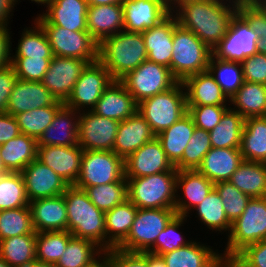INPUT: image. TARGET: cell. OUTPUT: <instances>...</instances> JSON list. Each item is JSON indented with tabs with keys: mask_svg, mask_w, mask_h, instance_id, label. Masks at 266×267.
Segmentation results:
<instances>
[{
	"mask_svg": "<svg viewBox=\"0 0 266 267\" xmlns=\"http://www.w3.org/2000/svg\"><path fill=\"white\" fill-rule=\"evenodd\" d=\"M149 267H167V265L162 256L149 253Z\"/></svg>",
	"mask_w": 266,
	"mask_h": 267,
	"instance_id": "obj_62",
	"label": "cell"
},
{
	"mask_svg": "<svg viewBox=\"0 0 266 267\" xmlns=\"http://www.w3.org/2000/svg\"><path fill=\"white\" fill-rule=\"evenodd\" d=\"M242 162L240 148L212 147L202 159L197 171L216 184L229 181Z\"/></svg>",
	"mask_w": 266,
	"mask_h": 267,
	"instance_id": "obj_28",
	"label": "cell"
},
{
	"mask_svg": "<svg viewBox=\"0 0 266 267\" xmlns=\"http://www.w3.org/2000/svg\"><path fill=\"white\" fill-rule=\"evenodd\" d=\"M258 36L248 22L237 12L232 18L226 36L212 50L216 58L242 62L257 51Z\"/></svg>",
	"mask_w": 266,
	"mask_h": 267,
	"instance_id": "obj_13",
	"label": "cell"
},
{
	"mask_svg": "<svg viewBox=\"0 0 266 267\" xmlns=\"http://www.w3.org/2000/svg\"><path fill=\"white\" fill-rule=\"evenodd\" d=\"M0 257L11 267H26L36 259V234L0 240Z\"/></svg>",
	"mask_w": 266,
	"mask_h": 267,
	"instance_id": "obj_40",
	"label": "cell"
},
{
	"mask_svg": "<svg viewBox=\"0 0 266 267\" xmlns=\"http://www.w3.org/2000/svg\"><path fill=\"white\" fill-rule=\"evenodd\" d=\"M224 267H235L230 261H224Z\"/></svg>",
	"mask_w": 266,
	"mask_h": 267,
	"instance_id": "obj_68",
	"label": "cell"
},
{
	"mask_svg": "<svg viewBox=\"0 0 266 267\" xmlns=\"http://www.w3.org/2000/svg\"><path fill=\"white\" fill-rule=\"evenodd\" d=\"M266 6V0H260Z\"/></svg>",
	"mask_w": 266,
	"mask_h": 267,
	"instance_id": "obj_70",
	"label": "cell"
},
{
	"mask_svg": "<svg viewBox=\"0 0 266 267\" xmlns=\"http://www.w3.org/2000/svg\"><path fill=\"white\" fill-rule=\"evenodd\" d=\"M137 111L157 136L187 113L186 94L182 82L141 101L137 104Z\"/></svg>",
	"mask_w": 266,
	"mask_h": 267,
	"instance_id": "obj_7",
	"label": "cell"
},
{
	"mask_svg": "<svg viewBox=\"0 0 266 267\" xmlns=\"http://www.w3.org/2000/svg\"><path fill=\"white\" fill-rule=\"evenodd\" d=\"M194 208L197 211L199 220L207 225L208 229L216 232L228 231L230 233L232 223L226 217L222 199L215 189Z\"/></svg>",
	"mask_w": 266,
	"mask_h": 267,
	"instance_id": "obj_43",
	"label": "cell"
},
{
	"mask_svg": "<svg viewBox=\"0 0 266 267\" xmlns=\"http://www.w3.org/2000/svg\"><path fill=\"white\" fill-rule=\"evenodd\" d=\"M95 267H104L103 264L100 262Z\"/></svg>",
	"mask_w": 266,
	"mask_h": 267,
	"instance_id": "obj_69",
	"label": "cell"
},
{
	"mask_svg": "<svg viewBox=\"0 0 266 267\" xmlns=\"http://www.w3.org/2000/svg\"><path fill=\"white\" fill-rule=\"evenodd\" d=\"M125 177H143L177 170L168 159L157 137L148 141L124 160Z\"/></svg>",
	"mask_w": 266,
	"mask_h": 267,
	"instance_id": "obj_18",
	"label": "cell"
},
{
	"mask_svg": "<svg viewBox=\"0 0 266 267\" xmlns=\"http://www.w3.org/2000/svg\"><path fill=\"white\" fill-rule=\"evenodd\" d=\"M214 189L222 199L225 215L232 223L241 216L251 197L241 192L230 181L218 182Z\"/></svg>",
	"mask_w": 266,
	"mask_h": 267,
	"instance_id": "obj_52",
	"label": "cell"
},
{
	"mask_svg": "<svg viewBox=\"0 0 266 267\" xmlns=\"http://www.w3.org/2000/svg\"><path fill=\"white\" fill-rule=\"evenodd\" d=\"M175 215V208L137 209L127 238L117 248L127 252H147Z\"/></svg>",
	"mask_w": 266,
	"mask_h": 267,
	"instance_id": "obj_8",
	"label": "cell"
},
{
	"mask_svg": "<svg viewBox=\"0 0 266 267\" xmlns=\"http://www.w3.org/2000/svg\"><path fill=\"white\" fill-rule=\"evenodd\" d=\"M89 200L102 212H107L128 199L127 179L85 187Z\"/></svg>",
	"mask_w": 266,
	"mask_h": 267,
	"instance_id": "obj_42",
	"label": "cell"
},
{
	"mask_svg": "<svg viewBox=\"0 0 266 267\" xmlns=\"http://www.w3.org/2000/svg\"><path fill=\"white\" fill-rule=\"evenodd\" d=\"M92 111L121 122L137 111V104L125 86L114 80L103 92Z\"/></svg>",
	"mask_w": 266,
	"mask_h": 267,
	"instance_id": "obj_27",
	"label": "cell"
},
{
	"mask_svg": "<svg viewBox=\"0 0 266 267\" xmlns=\"http://www.w3.org/2000/svg\"><path fill=\"white\" fill-rule=\"evenodd\" d=\"M185 220H187V216L176 214L157 236L155 244L147 252L161 256L191 243L192 240L186 241L181 235L182 233L179 232V227L185 223Z\"/></svg>",
	"mask_w": 266,
	"mask_h": 267,
	"instance_id": "obj_51",
	"label": "cell"
},
{
	"mask_svg": "<svg viewBox=\"0 0 266 267\" xmlns=\"http://www.w3.org/2000/svg\"><path fill=\"white\" fill-rule=\"evenodd\" d=\"M54 56L78 58L92 63L98 60V43L88 31H70L60 26H41Z\"/></svg>",
	"mask_w": 266,
	"mask_h": 267,
	"instance_id": "obj_12",
	"label": "cell"
},
{
	"mask_svg": "<svg viewBox=\"0 0 266 267\" xmlns=\"http://www.w3.org/2000/svg\"><path fill=\"white\" fill-rule=\"evenodd\" d=\"M8 25L0 26V69L11 64V36ZM11 44V45H10Z\"/></svg>",
	"mask_w": 266,
	"mask_h": 267,
	"instance_id": "obj_60",
	"label": "cell"
},
{
	"mask_svg": "<svg viewBox=\"0 0 266 267\" xmlns=\"http://www.w3.org/2000/svg\"><path fill=\"white\" fill-rule=\"evenodd\" d=\"M177 24V18L171 13L160 24L142 32L148 61L164 65L171 70L173 34Z\"/></svg>",
	"mask_w": 266,
	"mask_h": 267,
	"instance_id": "obj_24",
	"label": "cell"
},
{
	"mask_svg": "<svg viewBox=\"0 0 266 267\" xmlns=\"http://www.w3.org/2000/svg\"><path fill=\"white\" fill-rule=\"evenodd\" d=\"M103 252V249L93 241L72 237L55 265L56 267H95L100 263Z\"/></svg>",
	"mask_w": 266,
	"mask_h": 267,
	"instance_id": "obj_38",
	"label": "cell"
},
{
	"mask_svg": "<svg viewBox=\"0 0 266 267\" xmlns=\"http://www.w3.org/2000/svg\"><path fill=\"white\" fill-rule=\"evenodd\" d=\"M124 160L113 151L83 150L79 189L125 180Z\"/></svg>",
	"mask_w": 266,
	"mask_h": 267,
	"instance_id": "obj_10",
	"label": "cell"
},
{
	"mask_svg": "<svg viewBox=\"0 0 266 267\" xmlns=\"http://www.w3.org/2000/svg\"><path fill=\"white\" fill-rule=\"evenodd\" d=\"M244 118L229 107L210 133L211 145L214 148H240Z\"/></svg>",
	"mask_w": 266,
	"mask_h": 267,
	"instance_id": "obj_39",
	"label": "cell"
},
{
	"mask_svg": "<svg viewBox=\"0 0 266 267\" xmlns=\"http://www.w3.org/2000/svg\"><path fill=\"white\" fill-rule=\"evenodd\" d=\"M266 239V197L251 198L244 212L232 222L227 247L221 256L231 261L250 244Z\"/></svg>",
	"mask_w": 266,
	"mask_h": 267,
	"instance_id": "obj_6",
	"label": "cell"
},
{
	"mask_svg": "<svg viewBox=\"0 0 266 267\" xmlns=\"http://www.w3.org/2000/svg\"><path fill=\"white\" fill-rule=\"evenodd\" d=\"M46 13L34 21L40 26H60L70 31H87L86 0H50Z\"/></svg>",
	"mask_w": 266,
	"mask_h": 267,
	"instance_id": "obj_17",
	"label": "cell"
},
{
	"mask_svg": "<svg viewBox=\"0 0 266 267\" xmlns=\"http://www.w3.org/2000/svg\"><path fill=\"white\" fill-rule=\"evenodd\" d=\"M34 229L37 232L67 231V209L64 195L29 202Z\"/></svg>",
	"mask_w": 266,
	"mask_h": 267,
	"instance_id": "obj_26",
	"label": "cell"
},
{
	"mask_svg": "<svg viewBox=\"0 0 266 267\" xmlns=\"http://www.w3.org/2000/svg\"><path fill=\"white\" fill-rule=\"evenodd\" d=\"M230 102L244 119L266 116V85L244 81Z\"/></svg>",
	"mask_w": 266,
	"mask_h": 267,
	"instance_id": "obj_37",
	"label": "cell"
},
{
	"mask_svg": "<svg viewBox=\"0 0 266 267\" xmlns=\"http://www.w3.org/2000/svg\"><path fill=\"white\" fill-rule=\"evenodd\" d=\"M119 81L133 96L136 104L169 90L179 82L170 68L148 60L128 72Z\"/></svg>",
	"mask_w": 266,
	"mask_h": 267,
	"instance_id": "obj_9",
	"label": "cell"
},
{
	"mask_svg": "<svg viewBox=\"0 0 266 267\" xmlns=\"http://www.w3.org/2000/svg\"><path fill=\"white\" fill-rule=\"evenodd\" d=\"M8 171L5 169L2 159H1V153H0V176L6 174Z\"/></svg>",
	"mask_w": 266,
	"mask_h": 267,
	"instance_id": "obj_65",
	"label": "cell"
},
{
	"mask_svg": "<svg viewBox=\"0 0 266 267\" xmlns=\"http://www.w3.org/2000/svg\"><path fill=\"white\" fill-rule=\"evenodd\" d=\"M67 209V231L87 239L106 251L105 213L99 210L83 189L70 185L63 193Z\"/></svg>",
	"mask_w": 266,
	"mask_h": 267,
	"instance_id": "obj_2",
	"label": "cell"
},
{
	"mask_svg": "<svg viewBox=\"0 0 266 267\" xmlns=\"http://www.w3.org/2000/svg\"><path fill=\"white\" fill-rule=\"evenodd\" d=\"M100 262L104 267H149V252H127L112 248L103 252Z\"/></svg>",
	"mask_w": 266,
	"mask_h": 267,
	"instance_id": "obj_54",
	"label": "cell"
},
{
	"mask_svg": "<svg viewBox=\"0 0 266 267\" xmlns=\"http://www.w3.org/2000/svg\"><path fill=\"white\" fill-rule=\"evenodd\" d=\"M187 105H227L230 103L208 70L188 76L182 81Z\"/></svg>",
	"mask_w": 266,
	"mask_h": 267,
	"instance_id": "obj_30",
	"label": "cell"
},
{
	"mask_svg": "<svg viewBox=\"0 0 266 267\" xmlns=\"http://www.w3.org/2000/svg\"><path fill=\"white\" fill-rule=\"evenodd\" d=\"M87 64L78 58L53 56L41 83L57 101L65 103Z\"/></svg>",
	"mask_w": 266,
	"mask_h": 267,
	"instance_id": "obj_15",
	"label": "cell"
},
{
	"mask_svg": "<svg viewBox=\"0 0 266 267\" xmlns=\"http://www.w3.org/2000/svg\"><path fill=\"white\" fill-rule=\"evenodd\" d=\"M123 29L122 5H97L87 8V31L98 44L103 39L113 36Z\"/></svg>",
	"mask_w": 266,
	"mask_h": 267,
	"instance_id": "obj_29",
	"label": "cell"
},
{
	"mask_svg": "<svg viewBox=\"0 0 266 267\" xmlns=\"http://www.w3.org/2000/svg\"><path fill=\"white\" fill-rule=\"evenodd\" d=\"M229 181L251 198L266 197V163L243 160Z\"/></svg>",
	"mask_w": 266,
	"mask_h": 267,
	"instance_id": "obj_36",
	"label": "cell"
},
{
	"mask_svg": "<svg viewBox=\"0 0 266 267\" xmlns=\"http://www.w3.org/2000/svg\"><path fill=\"white\" fill-rule=\"evenodd\" d=\"M35 25L30 29L24 28L18 47L12 57H41L53 58V52L47 36L42 27L34 21Z\"/></svg>",
	"mask_w": 266,
	"mask_h": 267,
	"instance_id": "obj_47",
	"label": "cell"
},
{
	"mask_svg": "<svg viewBox=\"0 0 266 267\" xmlns=\"http://www.w3.org/2000/svg\"><path fill=\"white\" fill-rule=\"evenodd\" d=\"M36 234L29 206L0 211V240Z\"/></svg>",
	"mask_w": 266,
	"mask_h": 267,
	"instance_id": "obj_46",
	"label": "cell"
},
{
	"mask_svg": "<svg viewBox=\"0 0 266 267\" xmlns=\"http://www.w3.org/2000/svg\"><path fill=\"white\" fill-rule=\"evenodd\" d=\"M195 127L192 117L187 112L172 126L156 136L161 142L168 159L174 166L182 159L184 150L193 135Z\"/></svg>",
	"mask_w": 266,
	"mask_h": 267,
	"instance_id": "obj_34",
	"label": "cell"
},
{
	"mask_svg": "<svg viewBox=\"0 0 266 267\" xmlns=\"http://www.w3.org/2000/svg\"><path fill=\"white\" fill-rule=\"evenodd\" d=\"M62 106L49 105L15 115L21 134H26L38 140L44 130L52 123L55 114Z\"/></svg>",
	"mask_w": 266,
	"mask_h": 267,
	"instance_id": "obj_48",
	"label": "cell"
},
{
	"mask_svg": "<svg viewBox=\"0 0 266 267\" xmlns=\"http://www.w3.org/2000/svg\"><path fill=\"white\" fill-rule=\"evenodd\" d=\"M72 237L69 231L37 232L36 259L56 264Z\"/></svg>",
	"mask_w": 266,
	"mask_h": 267,
	"instance_id": "obj_44",
	"label": "cell"
},
{
	"mask_svg": "<svg viewBox=\"0 0 266 267\" xmlns=\"http://www.w3.org/2000/svg\"><path fill=\"white\" fill-rule=\"evenodd\" d=\"M49 105H64V103L57 101L41 82L18 79L9 96L6 112L15 116Z\"/></svg>",
	"mask_w": 266,
	"mask_h": 267,
	"instance_id": "obj_21",
	"label": "cell"
},
{
	"mask_svg": "<svg viewBox=\"0 0 266 267\" xmlns=\"http://www.w3.org/2000/svg\"><path fill=\"white\" fill-rule=\"evenodd\" d=\"M17 80L11 64L0 69V113L6 112L9 96Z\"/></svg>",
	"mask_w": 266,
	"mask_h": 267,
	"instance_id": "obj_58",
	"label": "cell"
},
{
	"mask_svg": "<svg viewBox=\"0 0 266 267\" xmlns=\"http://www.w3.org/2000/svg\"><path fill=\"white\" fill-rule=\"evenodd\" d=\"M79 117L80 112L63 105L55 114L52 123L38 138L37 146L78 145Z\"/></svg>",
	"mask_w": 266,
	"mask_h": 267,
	"instance_id": "obj_25",
	"label": "cell"
},
{
	"mask_svg": "<svg viewBox=\"0 0 266 267\" xmlns=\"http://www.w3.org/2000/svg\"><path fill=\"white\" fill-rule=\"evenodd\" d=\"M21 134L15 116L7 112L0 113V145Z\"/></svg>",
	"mask_w": 266,
	"mask_h": 267,
	"instance_id": "obj_59",
	"label": "cell"
},
{
	"mask_svg": "<svg viewBox=\"0 0 266 267\" xmlns=\"http://www.w3.org/2000/svg\"><path fill=\"white\" fill-rule=\"evenodd\" d=\"M113 81L110 72L99 60L88 63L64 105L78 112L84 108L85 111L92 110Z\"/></svg>",
	"mask_w": 266,
	"mask_h": 267,
	"instance_id": "obj_11",
	"label": "cell"
},
{
	"mask_svg": "<svg viewBox=\"0 0 266 267\" xmlns=\"http://www.w3.org/2000/svg\"><path fill=\"white\" fill-rule=\"evenodd\" d=\"M155 137L156 134L153 132L151 126L136 111L132 116L119 123L113 152L125 160L133 152Z\"/></svg>",
	"mask_w": 266,
	"mask_h": 267,
	"instance_id": "obj_22",
	"label": "cell"
},
{
	"mask_svg": "<svg viewBox=\"0 0 266 267\" xmlns=\"http://www.w3.org/2000/svg\"><path fill=\"white\" fill-rule=\"evenodd\" d=\"M211 148L209 131L195 127L182 159L175 165V168L177 170H197L202 159Z\"/></svg>",
	"mask_w": 266,
	"mask_h": 267,
	"instance_id": "obj_50",
	"label": "cell"
},
{
	"mask_svg": "<svg viewBox=\"0 0 266 267\" xmlns=\"http://www.w3.org/2000/svg\"><path fill=\"white\" fill-rule=\"evenodd\" d=\"M25 191L29 202L62 195L70 186L54 170L41 163L38 159L33 160L21 172Z\"/></svg>",
	"mask_w": 266,
	"mask_h": 267,
	"instance_id": "obj_19",
	"label": "cell"
},
{
	"mask_svg": "<svg viewBox=\"0 0 266 267\" xmlns=\"http://www.w3.org/2000/svg\"><path fill=\"white\" fill-rule=\"evenodd\" d=\"M128 199L105 212L106 250L117 248L128 236L137 212Z\"/></svg>",
	"mask_w": 266,
	"mask_h": 267,
	"instance_id": "obj_32",
	"label": "cell"
},
{
	"mask_svg": "<svg viewBox=\"0 0 266 267\" xmlns=\"http://www.w3.org/2000/svg\"><path fill=\"white\" fill-rule=\"evenodd\" d=\"M0 267H11V266L0 257Z\"/></svg>",
	"mask_w": 266,
	"mask_h": 267,
	"instance_id": "obj_67",
	"label": "cell"
},
{
	"mask_svg": "<svg viewBox=\"0 0 266 267\" xmlns=\"http://www.w3.org/2000/svg\"><path fill=\"white\" fill-rule=\"evenodd\" d=\"M124 30L142 33L171 14L167 0H123Z\"/></svg>",
	"mask_w": 266,
	"mask_h": 267,
	"instance_id": "obj_16",
	"label": "cell"
},
{
	"mask_svg": "<svg viewBox=\"0 0 266 267\" xmlns=\"http://www.w3.org/2000/svg\"><path fill=\"white\" fill-rule=\"evenodd\" d=\"M238 13L258 36V53L266 55V6L260 0H239Z\"/></svg>",
	"mask_w": 266,
	"mask_h": 267,
	"instance_id": "obj_49",
	"label": "cell"
},
{
	"mask_svg": "<svg viewBox=\"0 0 266 267\" xmlns=\"http://www.w3.org/2000/svg\"><path fill=\"white\" fill-rule=\"evenodd\" d=\"M14 6L15 0H0V26L8 25Z\"/></svg>",
	"mask_w": 266,
	"mask_h": 267,
	"instance_id": "obj_61",
	"label": "cell"
},
{
	"mask_svg": "<svg viewBox=\"0 0 266 267\" xmlns=\"http://www.w3.org/2000/svg\"><path fill=\"white\" fill-rule=\"evenodd\" d=\"M177 170L127 179L128 200L138 209L175 208Z\"/></svg>",
	"mask_w": 266,
	"mask_h": 267,
	"instance_id": "obj_4",
	"label": "cell"
},
{
	"mask_svg": "<svg viewBox=\"0 0 266 267\" xmlns=\"http://www.w3.org/2000/svg\"><path fill=\"white\" fill-rule=\"evenodd\" d=\"M161 256L167 267H219L224 262L219 252L194 240Z\"/></svg>",
	"mask_w": 266,
	"mask_h": 267,
	"instance_id": "obj_31",
	"label": "cell"
},
{
	"mask_svg": "<svg viewBox=\"0 0 266 267\" xmlns=\"http://www.w3.org/2000/svg\"><path fill=\"white\" fill-rule=\"evenodd\" d=\"M88 7L89 6H97V5H111L117 4L122 5L123 0H86Z\"/></svg>",
	"mask_w": 266,
	"mask_h": 267,
	"instance_id": "obj_63",
	"label": "cell"
},
{
	"mask_svg": "<svg viewBox=\"0 0 266 267\" xmlns=\"http://www.w3.org/2000/svg\"><path fill=\"white\" fill-rule=\"evenodd\" d=\"M230 262L235 267H266V239L246 246Z\"/></svg>",
	"mask_w": 266,
	"mask_h": 267,
	"instance_id": "obj_56",
	"label": "cell"
},
{
	"mask_svg": "<svg viewBox=\"0 0 266 267\" xmlns=\"http://www.w3.org/2000/svg\"><path fill=\"white\" fill-rule=\"evenodd\" d=\"M225 1L173 0L171 13H175L180 26L192 31L213 50L226 36L232 18L238 12L239 0Z\"/></svg>",
	"mask_w": 266,
	"mask_h": 267,
	"instance_id": "obj_1",
	"label": "cell"
},
{
	"mask_svg": "<svg viewBox=\"0 0 266 267\" xmlns=\"http://www.w3.org/2000/svg\"><path fill=\"white\" fill-rule=\"evenodd\" d=\"M24 206H29V200L21 172H7L0 176V211Z\"/></svg>",
	"mask_w": 266,
	"mask_h": 267,
	"instance_id": "obj_45",
	"label": "cell"
},
{
	"mask_svg": "<svg viewBox=\"0 0 266 267\" xmlns=\"http://www.w3.org/2000/svg\"><path fill=\"white\" fill-rule=\"evenodd\" d=\"M26 267H56L53 263L43 262L35 259L31 263H29Z\"/></svg>",
	"mask_w": 266,
	"mask_h": 267,
	"instance_id": "obj_64",
	"label": "cell"
},
{
	"mask_svg": "<svg viewBox=\"0 0 266 267\" xmlns=\"http://www.w3.org/2000/svg\"><path fill=\"white\" fill-rule=\"evenodd\" d=\"M1 159L8 172H22L37 159V140L20 134L0 145Z\"/></svg>",
	"mask_w": 266,
	"mask_h": 267,
	"instance_id": "obj_33",
	"label": "cell"
},
{
	"mask_svg": "<svg viewBox=\"0 0 266 267\" xmlns=\"http://www.w3.org/2000/svg\"><path fill=\"white\" fill-rule=\"evenodd\" d=\"M119 123L92 110H83L79 117L78 144L83 150L113 151Z\"/></svg>",
	"mask_w": 266,
	"mask_h": 267,
	"instance_id": "obj_14",
	"label": "cell"
},
{
	"mask_svg": "<svg viewBox=\"0 0 266 267\" xmlns=\"http://www.w3.org/2000/svg\"><path fill=\"white\" fill-rule=\"evenodd\" d=\"M214 185L212 181L197 170H177L176 191H178V189L183 190L182 194H184V196L181 197L176 194V214L188 217L189 211L191 209L193 210L196 205L204 200L214 189ZM182 198H184V200Z\"/></svg>",
	"mask_w": 266,
	"mask_h": 267,
	"instance_id": "obj_23",
	"label": "cell"
},
{
	"mask_svg": "<svg viewBox=\"0 0 266 267\" xmlns=\"http://www.w3.org/2000/svg\"><path fill=\"white\" fill-rule=\"evenodd\" d=\"M83 149L80 145L37 146V159L54 170L69 185H74L81 171Z\"/></svg>",
	"mask_w": 266,
	"mask_h": 267,
	"instance_id": "obj_20",
	"label": "cell"
},
{
	"mask_svg": "<svg viewBox=\"0 0 266 267\" xmlns=\"http://www.w3.org/2000/svg\"><path fill=\"white\" fill-rule=\"evenodd\" d=\"M240 150L243 160L266 163V116L245 118Z\"/></svg>",
	"mask_w": 266,
	"mask_h": 267,
	"instance_id": "obj_35",
	"label": "cell"
},
{
	"mask_svg": "<svg viewBox=\"0 0 266 267\" xmlns=\"http://www.w3.org/2000/svg\"><path fill=\"white\" fill-rule=\"evenodd\" d=\"M52 58L41 57H13L11 65L15 70L17 79L24 81L41 82L48 71Z\"/></svg>",
	"mask_w": 266,
	"mask_h": 267,
	"instance_id": "obj_53",
	"label": "cell"
},
{
	"mask_svg": "<svg viewBox=\"0 0 266 267\" xmlns=\"http://www.w3.org/2000/svg\"><path fill=\"white\" fill-rule=\"evenodd\" d=\"M207 70L229 100L244 83L241 62L224 60L211 55Z\"/></svg>",
	"mask_w": 266,
	"mask_h": 267,
	"instance_id": "obj_41",
	"label": "cell"
},
{
	"mask_svg": "<svg viewBox=\"0 0 266 267\" xmlns=\"http://www.w3.org/2000/svg\"><path fill=\"white\" fill-rule=\"evenodd\" d=\"M228 108L226 105H187V112L196 128L210 131L220 123Z\"/></svg>",
	"mask_w": 266,
	"mask_h": 267,
	"instance_id": "obj_55",
	"label": "cell"
},
{
	"mask_svg": "<svg viewBox=\"0 0 266 267\" xmlns=\"http://www.w3.org/2000/svg\"><path fill=\"white\" fill-rule=\"evenodd\" d=\"M244 81L266 85V55L256 53L241 62Z\"/></svg>",
	"mask_w": 266,
	"mask_h": 267,
	"instance_id": "obj_57",
	"label": "cell"
},
{
	"mask_svg": "<svg viewBox=\"0 0 266 267\" xmlns=\"http://www.w3.org/2000/svg\"><path fill=\"white\" fill-rule=\"evenodd\" d=\"M19 0H15V4H17L16 2H18ZM31 1H34V2H36L37 4H44V5H46L47 6V4H48V2L50 1V0H31Z\"/></svg>",
	"mask_w": 266,
	"mask_h": 267,
	"instance_id": "obj_66",
	"label": "cell"
},
{
	"mask_svg": "<svg viewBox=\"0 0 266 267\" xmlns=\"http://www.w3.org/2000/svg\"><path fill=\"white\" fill-rule=\"evenodd\" d=\"M98 60L114 80H120L147 60L142 33L122 30L98 44Z\"/></svg>",
	"mask_w": 266,
	"mask_h": 267,
	"instance_id": "obj_3",
	"label": "cell"
},
{
	"mask_svg": "<svg viewBox=\"0 0 266 267\" xmlns=\"http://www.w3.org/2000/svg\"><path fill=\"white\" fill-rule=\"evenodd\" d=\"M211 55L212 50L192 31L179 24L174 27L171 72L179 82L206 71Z\"/></svg>",
	"mask_w": 266,
	"mask_h": 267,
	"instance_id": "obj_5",
	"label": "cell"
}]
</instances>
